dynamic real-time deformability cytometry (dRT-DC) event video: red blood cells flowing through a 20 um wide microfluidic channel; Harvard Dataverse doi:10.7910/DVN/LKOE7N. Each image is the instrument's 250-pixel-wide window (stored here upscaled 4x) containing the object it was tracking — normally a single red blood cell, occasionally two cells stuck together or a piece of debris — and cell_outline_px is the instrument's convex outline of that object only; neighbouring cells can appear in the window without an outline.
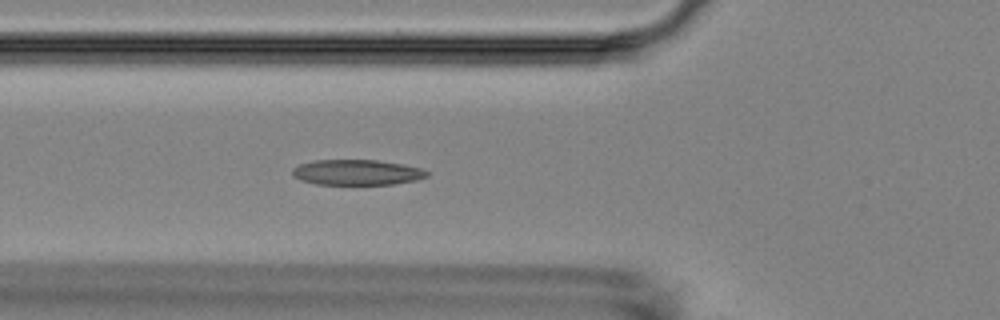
{"species": "Egyptian fruit bat (a non-hibernating species)", "species_latin": "Rousettus aegyptiacus", "temperature_condition": "room temperature", "stored_images_in_passage": 5, "camera_frame_rate_fps": 3000, "um_per_image_px": 0.085, "animal": {"sex": "female"}, "frame": {"image": 1, "passage_image": 5, "time_ms": 4.667, "image_size_px": [1000, 320], "cell_outline_px": [[428, 176], [416, 180], [392, 184], [316, 184], [300, 180], [292, 176], [292, 168], [300, 164], [312, 160], [376, 160], [400, 164], [420, 168], [428, 172]], "centroid_in_image_um": [30.28, 14.65], "position_along_channel_um": 95.5, "area_um2": 19.83}}